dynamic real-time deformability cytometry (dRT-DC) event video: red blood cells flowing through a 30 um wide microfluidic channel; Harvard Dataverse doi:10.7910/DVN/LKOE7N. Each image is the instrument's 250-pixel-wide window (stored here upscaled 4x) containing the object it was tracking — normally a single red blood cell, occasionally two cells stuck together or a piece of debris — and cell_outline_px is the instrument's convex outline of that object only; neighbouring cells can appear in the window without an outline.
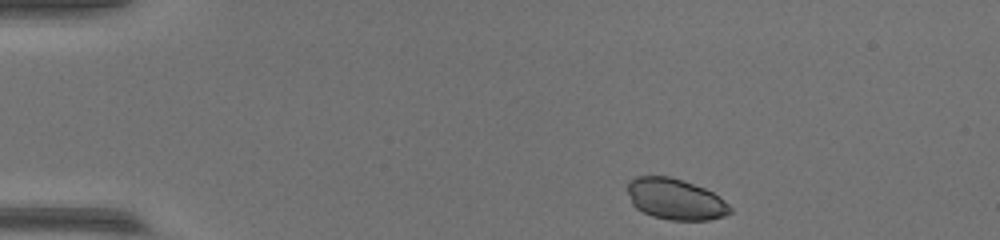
{"species": "common noctule bat (a hibernating species)", "species_latin": "Nyctalus noctula", "temperature_condition": "warm", "stored_images_in_passage": 45, "camera_frame_rate_fps": 3000, "um_per_image_px": 0.085, "animal": {"sex": "female", "body_mass_g": 17.0, "forearm_length_mm": 48.0}, "frame": {"image": 1, "passage_image": 1, "time_ms": 0.0, "image_size_px": [1000, 240], "cell_outline_px": [[732, 212], [724, 216], [708, 220], [668, 220], [652, 216], [636, 208], [632, 204], [628, 192], [628, 180], [636, 176], [668, 176], [704, 188], [712, 192], [724, 200], [732, 208]], "centroid_in_image_um": [57.4, 16.94], "position_along_channel_um": 27.6, "area_um2": 24.45}}
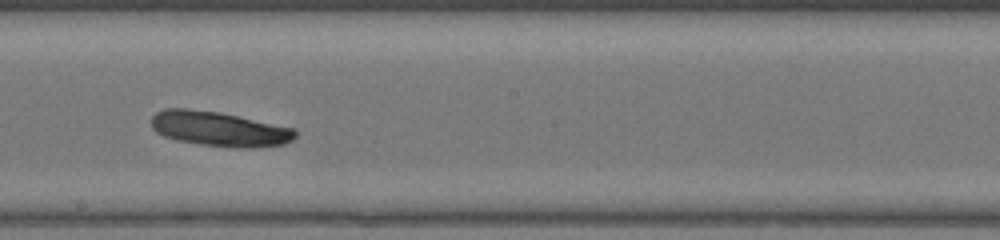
{"frame": {"image": 2, "passage_image": 23, "time_ms": 7.333, "image_size_px": [1000, 240], "cell_outline_px": [[296, 136], [292, 140], [284, 144], [256, 148], [236, 148], [200, 144], [176, 140], [164, 136], [156, 132], [152, 128], [152, 116], [156, 112], [164, 108], [184, 108], [220, 112], [296, 128]], "centroid_in_image_um": [18.65, 10.96], "position_along_channel_um": 229.5, "area_um2": 29.42}}
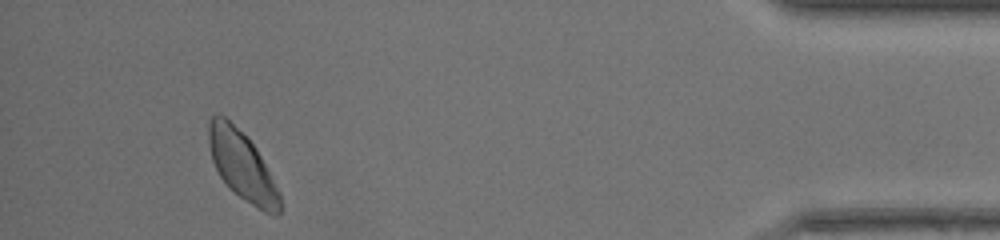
{"frame": {"image": 3, "passage_image": 42, "time_ms": 13.667, "image_size_px": [1000, 240], "cell_outline_px": [[280, 216], [276, 216], [264, 212], [228, 188], [220, 176], [212, 160], [208, 144], [208, 124], [212, 116], [224, 116], [256, 148], [280, 196]], "centroid_in_image_um": [20.54, 14.12], "position_along_channel_um": 414.7, "area_um2": 27.57}}